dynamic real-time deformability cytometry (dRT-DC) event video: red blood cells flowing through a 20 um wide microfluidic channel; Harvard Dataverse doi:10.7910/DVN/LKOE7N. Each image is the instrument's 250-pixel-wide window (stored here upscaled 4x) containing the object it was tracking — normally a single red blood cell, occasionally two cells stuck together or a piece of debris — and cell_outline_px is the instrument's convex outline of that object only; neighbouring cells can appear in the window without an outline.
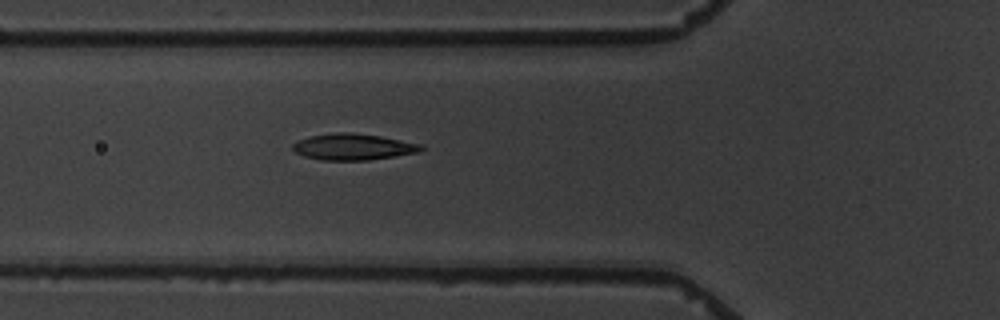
{"species": "common noctule bat (a hibernating species)", "species_latin": "Nyctalus noctula", "temperature_condition": "warm", "stored_images_in_passage": 2, "camera_frame_rate_fps": 3000, "um_per_image_px": 0.085, "animal": {"sex": "male", "body_mass_g": 19.5, "forearm_length_mm": 54.6}, "frame": {"image": 1, "passage_image": 2, "time_ms": 1.0, "image_size_px": [1000, 320], "cell_outline_px": [[424, 148], [416, 152], [396, 156], [368, 160], [320, 160], [304, 156], [296, 152], [292, 148], [292, 144], [300, 140], [312, 136], [336, 132], [348, 132], [380, 136], [424, 144]], "centroid_in_image_um": [30.04, 12.48], "position_along_channel_um": 95.8, "area_um2": 19.54}}